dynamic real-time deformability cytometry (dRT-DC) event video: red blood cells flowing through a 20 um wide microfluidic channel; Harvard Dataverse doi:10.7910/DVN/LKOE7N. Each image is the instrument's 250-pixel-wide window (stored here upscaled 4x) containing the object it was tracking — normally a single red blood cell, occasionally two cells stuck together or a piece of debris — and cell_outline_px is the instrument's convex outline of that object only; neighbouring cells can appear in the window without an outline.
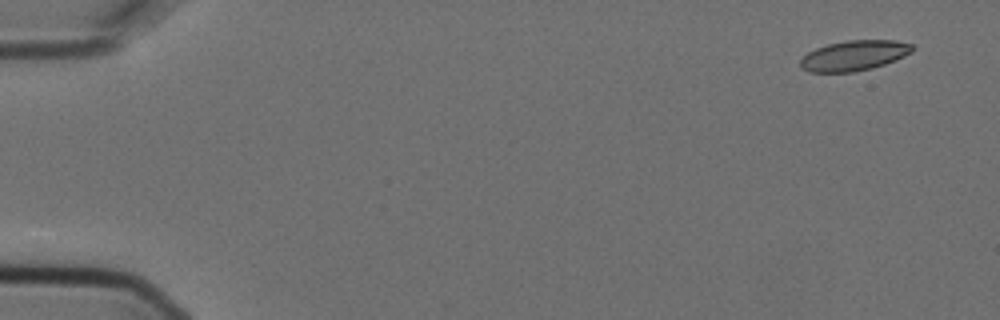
{"species": "Egyptian fruit bat (a non-hibernating species)", "species_latin": "Rousettus aegyptiacus", "temperature_condition": "cold", "stored_images_in_passage": 5, "camera_frame_rate_fps": 3000, "um_per_image_px": 0.085, "animal": {"sex": "female"}, "frame": {"image": 1, "passage_image": 1, "time_ms": 0.0, "image_size_px": [1000, 320], "cell_outline_px": [[916, 48], [912, 52], [904, 56], [884, 64], [872, 68], [852, 72], [808, 72], [800, 64], [800, 60], [808, 52], [816, 48], [828, 44], [848, 40], [896, 40], [912, 44]], "centroid_in_image_um": [72.63, 4.71], "position_along_channel_um": 12.4, "area_um2": 19.65}}
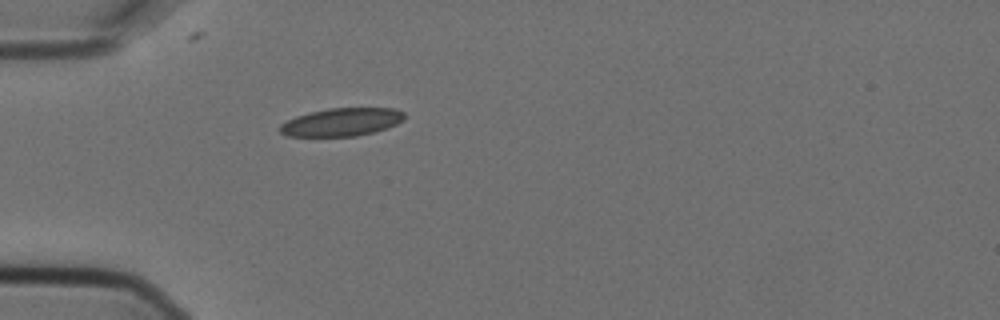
{"frame": {"image": 2, "passage_image": 5, "time_ms": 1.333, "image_size_px": [1000, 320], "cell_outline_px": [[404, 120], [396, 124], [372, 132], [356, 136], [288, 136], [280, 132], [280, 124], [296, 116], [308, 112], [328, 108], [396, 108], [404, 112]], "centroid_in_image_um": [29.03, 10.36], "position_along_channel_um": 56.0, "area_um2": 20.23}}